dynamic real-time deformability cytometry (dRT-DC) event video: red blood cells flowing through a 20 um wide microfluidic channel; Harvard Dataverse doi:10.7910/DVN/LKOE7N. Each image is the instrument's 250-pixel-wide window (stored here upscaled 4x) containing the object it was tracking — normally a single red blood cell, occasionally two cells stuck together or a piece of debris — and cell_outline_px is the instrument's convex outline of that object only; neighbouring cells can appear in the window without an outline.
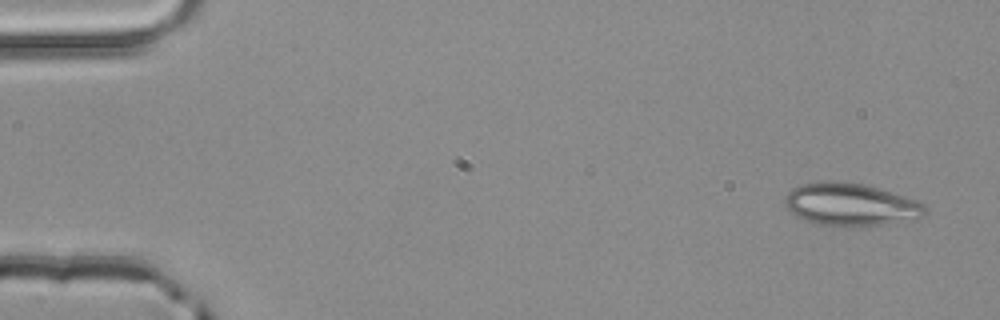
{"species": "common noctule bat (a hibernating species)", "species_latin": "Nyctalus noctula", "temperature_condition": "room temperature", "stored_images_in_passage": 3, "camera_frame_rate_fps": 3000, "um_per_image_px": 0.085, "animal": {"sex": "male", "body_mass_g": 20.4}, "frame": {"image": 1, "passage_image": 1, "time_ms": 0.0, "image_size_px": [1000, 320], "cell_outline_px": [[928, 212], [916, 220], [884, 224], [848, 228], [816, 224], [804, 220], [796, 216], [784, 204], [784, 196], [792, 188], [800, 184], [820, 180], [824, 180], [864, 184], [904, 196], [916, 200], [924, 204]], "centroid_in_image_um": [72.29, 17.4], "position_along_channel_um": 12.7, "area_um2": 35.43}}